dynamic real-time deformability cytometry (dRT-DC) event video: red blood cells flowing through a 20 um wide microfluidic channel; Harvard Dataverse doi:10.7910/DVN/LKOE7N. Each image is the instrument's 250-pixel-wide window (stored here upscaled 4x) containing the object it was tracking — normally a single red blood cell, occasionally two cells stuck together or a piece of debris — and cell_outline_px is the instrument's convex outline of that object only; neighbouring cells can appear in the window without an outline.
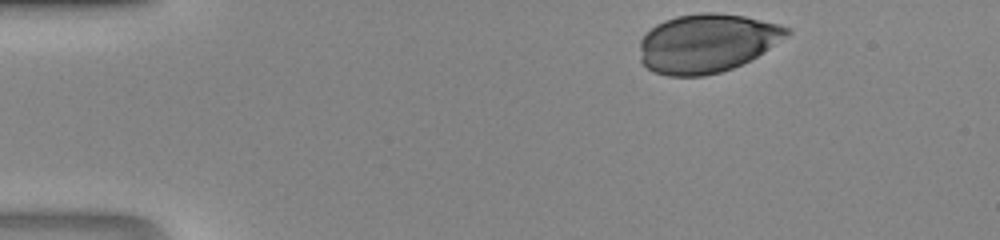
{"species": "human", "species_latin": "Homo sapiens", "temperature_condition": "room temperature", "stored_images_in_passage": 31, "camera_frame_rate_fps": 3000, "um_per_image_px": 0.085, "donor": {"sex": "male"}, "frame": {"image": 1, "passage_image": 1, "time_ms": 0.0, "image_size_px": [1000, 240], "cell_outline_px": [[792, 32], [756, 56], [732, 68], [720, 72], [704, 76], [668, 76], [656, 72], [648, 68], [640, 60], [640, 40], [656, 24], [664, 20], [676, 16], [700, 12], [716, 12], [744, 16], [792, 28]], "centroid_in_image_um": [60.05, 3.66], "position_along_channel_um": 24.9, "area_um2": 49.94}}
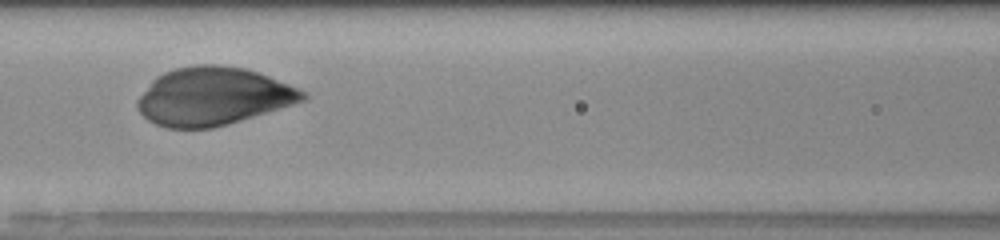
{"frame": {"image": 2, "passage_image": 15, "time_ms": 4.667, "image_size_px": [1000, 240], "cell_outline_px": [[308, 96], [304, 100], [280, 108], [228, 124], [212, 128], [168, 128], [156, 124], [148, 120], [140, 112], [136, 104], [136, 100], [152, 80], [156, 76], [164, 72], [176, 68], [192, 64], [216, 64], [244, 68], [268, 76], [308, 92]], "centroid_in_image_um": [18.09, 8.18], "position_along_channel_um": 148.5, "area_um2": 55.66}}